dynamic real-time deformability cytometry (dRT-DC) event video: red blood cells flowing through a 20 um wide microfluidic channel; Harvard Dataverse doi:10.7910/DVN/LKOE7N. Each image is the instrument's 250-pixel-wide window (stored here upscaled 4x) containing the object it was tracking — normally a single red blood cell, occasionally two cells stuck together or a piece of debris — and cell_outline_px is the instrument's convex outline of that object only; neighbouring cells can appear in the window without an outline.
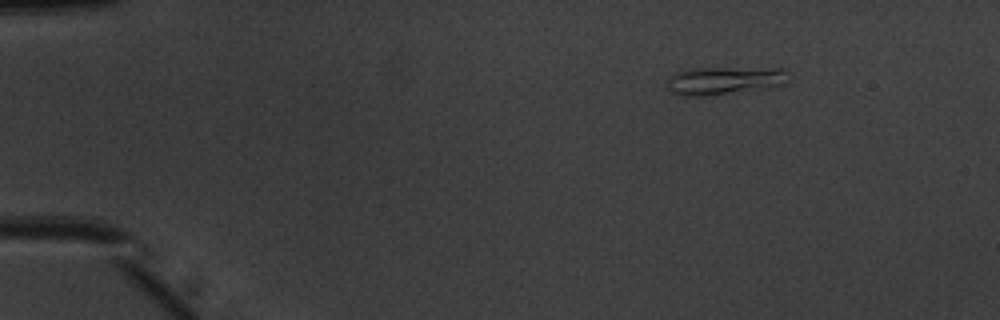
{"species": "common noctule bat (a hibernating species)", "species_latin": "Nyctalus noctula", "temperature_condition": "warm", "stored_images_in_passage": 45, "camera_frame_rate_fps": 3000, "um_per_image_px": 0.085, "animal": {"sex": "male", "body_mass_g": 20.1, "forearm_length_mm": 53.5}, "frame": {"image": 1, "passage_image": 1, "time_ms": 0.0, "image_size_px": [1000, 320], "cell_outline_px": [[784, 72], [780, 84], [704, 96], [680, 96], [672, 92], [668, 88], [668, 80], [676, 72], [692, 68], [784, 68]], "centroid_in_image_um": [61.38, 6.83], "position_along_channel_um": 23.6, "area_um2": 18.67}}
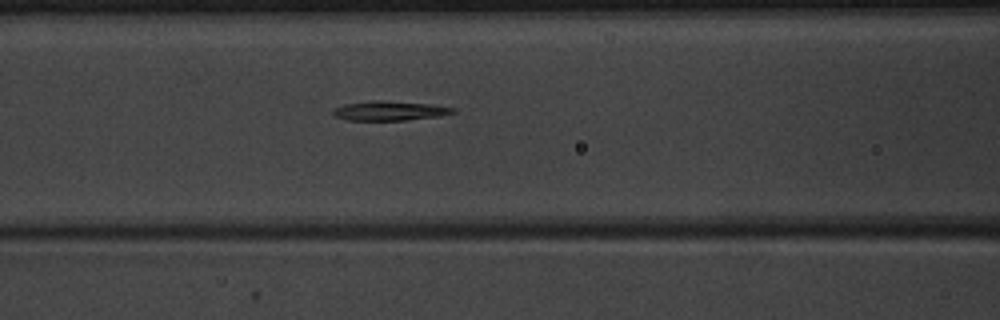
{"frame": {"image": 2, "passage_image": 16, "time_ms": 5.0, "image_size_px": [1000, 320], "cell_outline_px": [[456, 112], [440, 116], [404, 120], [348, 120], [336, 116], [332, 112], [332, 108], [344, 104], [372, 100], [376, 100], [428, 104], [456, 108]], "centroid_in_image_um": [33.09, 9.41], "position_along_channel_um": 133.5, "area_um2": 13.47}}
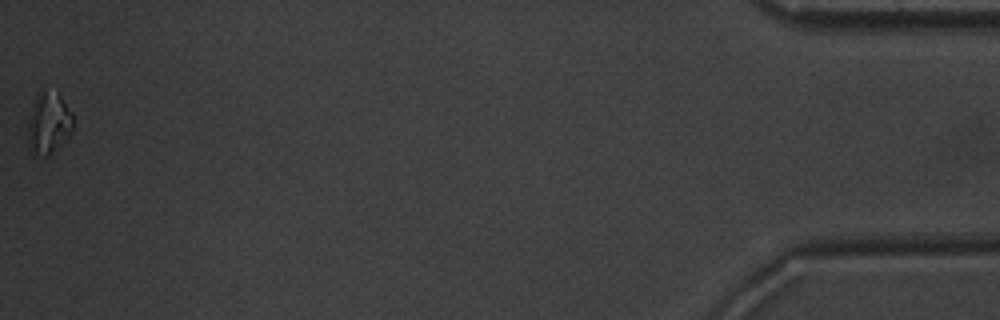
{"frame": {"image": 3, "passage_image": 45, "time_ms": 14.667, "image_size_px": [1000, 320], "cell_outline_px": [[72, 132], [48, 156], [32, 156], [28, 144], [28, 120], [32, 104], [36, 96], [44, 84], [60, 92], [72, 112]], "centroid_in_image_um": [4.12, 10.37], "position_along_channel_um": 431.1, "area_um2": 16.99}}